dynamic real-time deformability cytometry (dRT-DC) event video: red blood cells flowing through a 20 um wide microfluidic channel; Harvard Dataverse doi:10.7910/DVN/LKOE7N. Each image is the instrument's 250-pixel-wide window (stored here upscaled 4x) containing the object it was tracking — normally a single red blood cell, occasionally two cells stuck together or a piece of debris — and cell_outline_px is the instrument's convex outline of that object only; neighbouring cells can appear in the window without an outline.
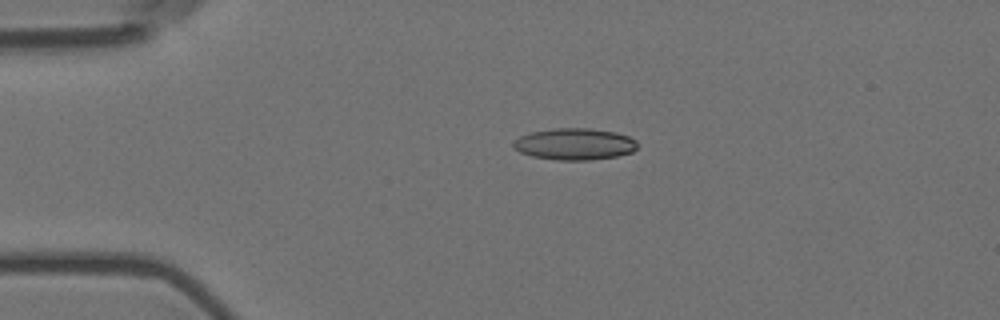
{"species": "Egyptian fruit bat (a non-hibernating species)", "species_latin": "Rousettus aegyptiacus", "temperature_condition": "room temperature", "stored_images_in_passage": 45, "camera_frame_rate_fps": 3000, "um_per_image_px": 0.085, "animal": {"sex": "female"}, "frame": {"image": 1, "passage_image": 1, "time_ms": 0.0, "image_size_px": [1000, 320], "cell_outline_px": [[636, 148], [632, 152], [616, 156], [592, 160], [556, 160], [532, 156], [520, 152], [512, 148], [512, 140], [520, 136], [532, 132], [552, 128], [588, 128], [616, 132], [628, 136], [636, 140]], "centroid_in_image_um": [48.8, 12.24], "position_along_channel_um": 36.2, "area_um2": 23.0}}
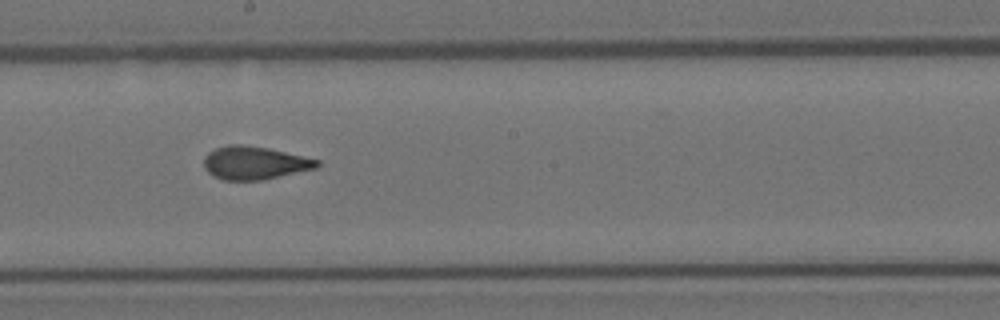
{"frame": {"image": 2, "passage_image": 20, "time_ms": 6.333, "image_size_px": [1000, 320], "cell_outline_px": [[320, 164], [316, 168], [264, 180], [224, 180], [212, 176], [204, 168], [204, 156], [208, 152], [216, 148], [228, 144], [240, 144], [268, 148], [320, 160]], "centroid_in_image_um": [21.61, 13.85], "position_along_channel_um": 226.6, "area_um2": 21.91}}
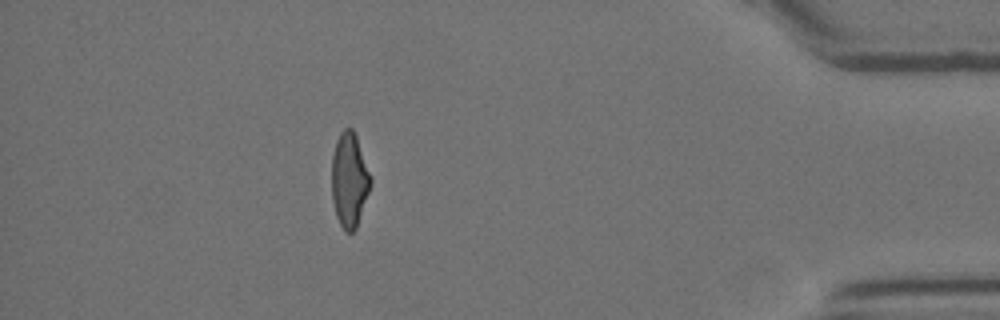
{"frame": {"image": 3, "passage_image": 39, "time_ms": 12.667, "image_size_px": [1000, 320], "cell_outline_px": [[372, 184], [356, 228], [352, 232], [344, 232], [336, 216], [332, 200], [332, 156], [336, 140], [340, 132], [344, 128], [352, 128], [356, 136], [372, 176]], "centroid_in_image_um": [29.7, 15.3], "position_along_channel_um": 405.5, "area_um2": 21.62}, "authors_computed_cell_mechanics": {"area_um2": 22.0796, "velocity_mm_per_s": 3.5863, "shape_relaxation_time_tau1_ms": 8.4058, "shape_relaxation_time_tau2_ms": 1.4623, "deformation_change_tau1": 0.2106, "deformation_change_tau2": 0.088}}